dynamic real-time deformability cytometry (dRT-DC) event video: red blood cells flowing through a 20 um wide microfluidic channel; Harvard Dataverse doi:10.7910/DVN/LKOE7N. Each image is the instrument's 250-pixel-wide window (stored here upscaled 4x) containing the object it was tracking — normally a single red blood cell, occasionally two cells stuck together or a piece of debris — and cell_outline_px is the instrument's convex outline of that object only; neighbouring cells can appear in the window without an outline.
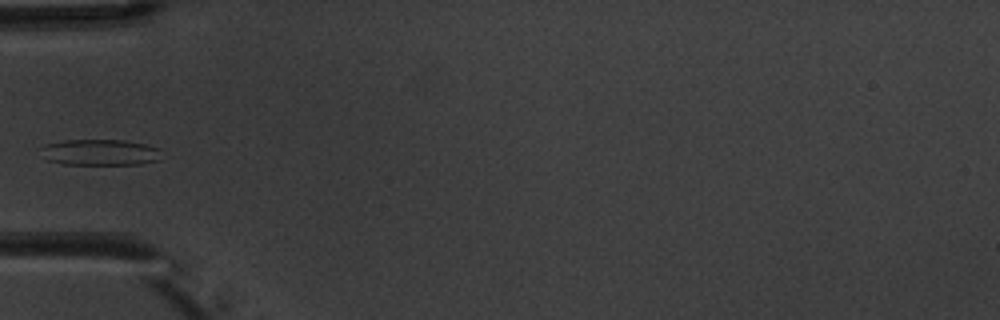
{"species": "common noctule bat (a hibernating species)", "species_latin": "Nyctalus noctula", "temperature_condition": "warm", "stored_images_in_passage": 6, "camera_frame_rate_fps": 3000, "um_per_image_px": 0.085, "animal": {"sex": "male", "body_mass_g": 20.1, "forearm_length_mm": 53.5}, "frame": {"image": 1, "passage_image": 5, "time_ms": 4.667, "image_size_px": [1000, 320], "cell_outline_px": [[160, 160], [140, 164], [64, 164], [48, 160], [40, 148], [44, 144], [64, 140], [124, 140], [144, 144], [160, 148]], "centroid_in_image_um": [8.52, 12.94], "position_along_channel_um": 76.5, "area_um2": 18.26}}